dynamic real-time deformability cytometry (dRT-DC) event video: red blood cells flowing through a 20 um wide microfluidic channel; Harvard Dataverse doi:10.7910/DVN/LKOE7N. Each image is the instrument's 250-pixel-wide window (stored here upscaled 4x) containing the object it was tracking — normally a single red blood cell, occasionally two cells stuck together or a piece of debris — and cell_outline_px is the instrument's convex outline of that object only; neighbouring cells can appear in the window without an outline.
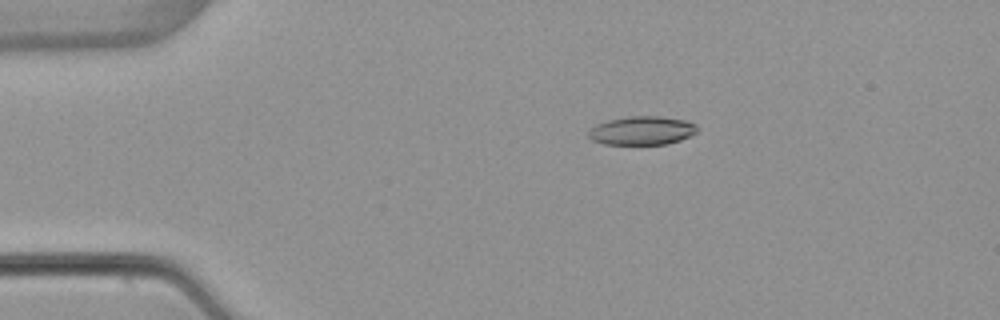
{"species": "common noctule bat (a hibernating species)", "species_latin": "Nyctalus noctula", "temperature_condition": "warm", "stored_images_in_passage": 13, "camera_frame_rate_fps": 3000, "um_per_image_px": 0.085, "animal": {"sex": "female", "body_mass_g": 22.7, "forearm_length_mm": 54.2}, "frame": {"image": 1, "passage_image": 10, "time_ms": 3.0, "image_size_px": [1000, 320], "cell_outline_px": [[696, 132], [680, 140], [668, 144], [604, 144], [592, 140], [588, 136], [588, 132], [596, 124], [608, 120], [628, 116], [656, 116], [684, 120], [696, 124]], "centroid_in_image_um": [54.54, 11.1], "position_along_channel_um": 30.5, "area_um2": 17.98}}